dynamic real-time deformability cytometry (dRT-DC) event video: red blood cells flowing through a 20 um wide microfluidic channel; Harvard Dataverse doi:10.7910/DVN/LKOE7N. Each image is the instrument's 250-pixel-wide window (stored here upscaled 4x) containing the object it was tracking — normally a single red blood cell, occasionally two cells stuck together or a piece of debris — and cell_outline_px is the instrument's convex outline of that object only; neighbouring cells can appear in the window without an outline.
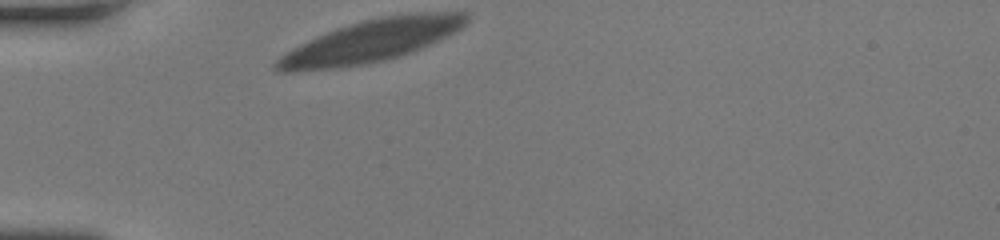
{"species": "human", "species_latin": "Homo sapiens", "temperature_condition": "room temperature", "stored_images_in_passage": 33, "camera_frame_rate_fps": 3000, "um_per_image_px": 0.085, "donor": {"sex": "female"}, "frame": {"image": 1, "passage_image": 1, "time_ms": 0.0, "image_size_px": [1000, 240], "cell_outline_px": [[468, 24], [456, 32], [448, 36], [412, 52], [400, 56], [368, 64], [340, 68], [300, 72], [276, 72], [272, 68], [272, 64], [280, 56], [292, 48], [316, 36], [336, 28], [360, 20], [380, 16], [416, 12], [468, 12]], "centroid_in_image_um": [31.51, 3.49], "position_along_channel_um": 53.5, "area_um2": 47.69}}
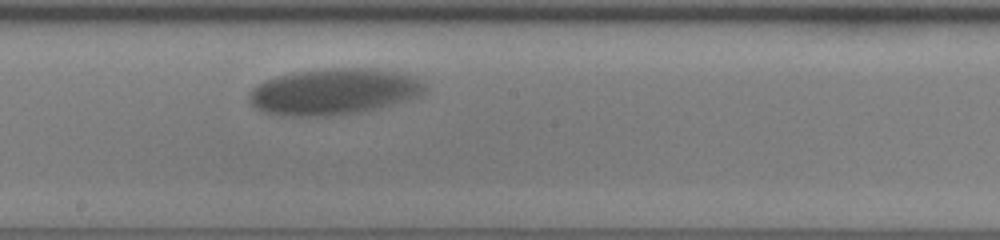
{"frame": {"image": 2, "passage_image": 18, "time_ms": 5.667, "image_size_px": [1000, 240], "cell_outline_px": [[428, 92], [420, 96], [408, 100], [360, 112], [340, 116], [280, 116], [264, 112], [252, 108], [248, 96], [252, 88], [256, 84], [264, 80], [296, 72], [332, 68], [364, 68], [396, 72], [412, 76], [420, 80], [424, 84]], "centroid_in_image_um": [28.34, 7.81], "position_along_channel_um": 219.9, "area_um2": 47.57}}
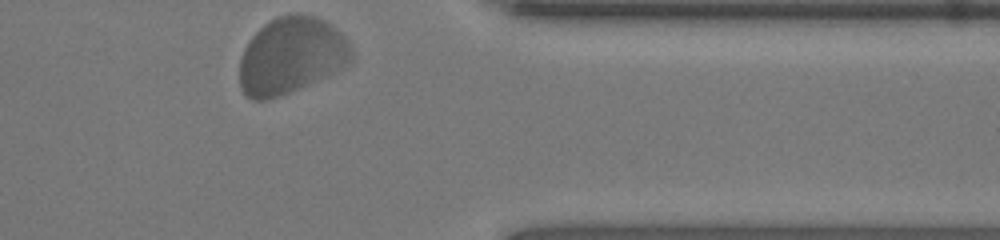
{"frame": {"image": 3, "passage_image": 33, "time_ms": 10.667, "image_size_px": [1000, 240], "cell_outline_px": [[352, 60], [348, 64], [324, 76], [288, 92], [264, 100], [252, 100], [240, 88], [240, 60], [244, 48], [252, 36], [268, 20], [276, 16], [292, 12], [296, 12], [312, 16], [324, 20], [332, 24], [348, 40], [352, 48]], "centroid_in_image_um": [24.74, 4.67], "position_along_channel_um": 386.7, "area_um2": 49.59}}